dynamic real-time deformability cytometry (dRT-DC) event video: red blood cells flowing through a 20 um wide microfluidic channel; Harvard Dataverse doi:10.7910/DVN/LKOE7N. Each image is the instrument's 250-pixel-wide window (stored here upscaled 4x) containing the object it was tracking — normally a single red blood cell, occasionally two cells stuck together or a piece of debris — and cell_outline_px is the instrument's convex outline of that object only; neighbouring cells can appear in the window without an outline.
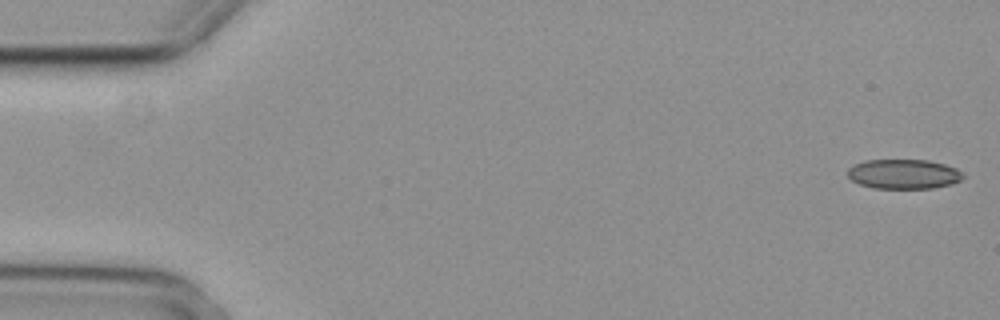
{"species": "common noctule bat (a hibernating species)", "species_latin": "Nyctalus noctula", "temperature_condition": "cold", "stored_images_in_passage": 6, "camera_frame_rate_fps": 3000, "um_per_image_px": 0.085, "animal": {"sex": "female", "body_mass_g": 29.2, "forearm_length_mm": 56.3}, "frame": {"image": 1, "passage_image": 1, "time_ms": 0.0, "image_size_px": [1000, 320], "cell_outline_px": [[964, 176], [960, 180], [952, 184], [932, 188], [872, 188], [860, 184], [852, 180], [848, 176], [848, 168], [864, 160], [928, 160], [944, 164], [956, 168], [964, 172]], "centroid_in_image_um": [76.83, 14.79], "position_along_channel_um": 8.2, "area_um2": 19.94}}
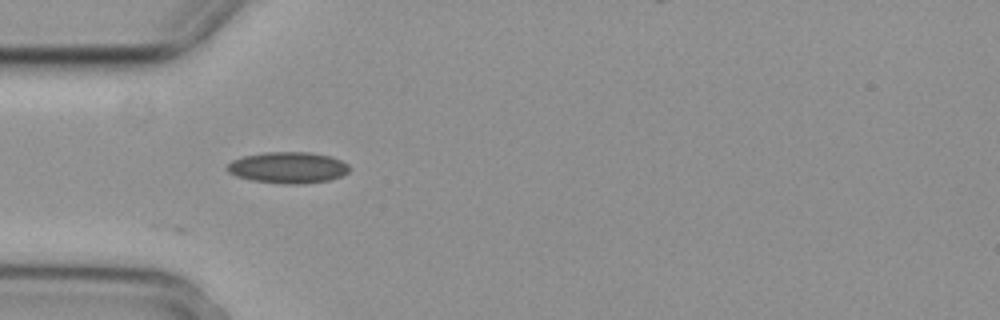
{"frame": {"image": 2, "passage_image": 5, "time_ms": 1.333, "image_size_px": [1000, 320], "cell_outline_px": [[348, 172], [340, 176], [328, 180], [300, 184], [284, 184], [252, 180], [236, 176], [228, 172], [224, 168], [232, 160], [244, 156], [264, 152], [312, 152], [332, 156], [348, 164]], "centroid_in_image_um": [24.45, 14.23], "position_along_channel_um": 60.5, "area_um2": 22.31}}
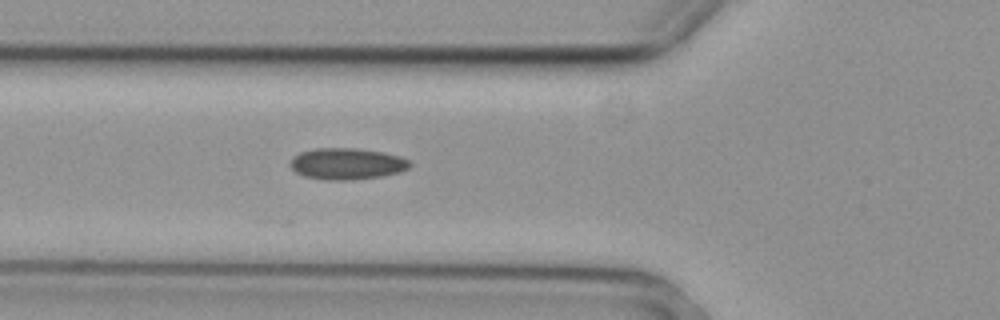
{"frame": {"image": 3, "passage_image": 6, "time_ms": 1.667, "image_size_px": [1000, 320], "cell_outline_px": [[412, 164], [408, 168], [400, 172], [380, 176], [348, 180], [328, 180], [304, 176], [296, 172], [288, 164], [292, 156], [300, 152], [316, 148], [356, 148], [384, 152], [400, 156], [408, 160]], "centroid_in_image_um": [29.46, 13.91], "position_along_channel_um": 96.3, "area_um2": 21.96}}